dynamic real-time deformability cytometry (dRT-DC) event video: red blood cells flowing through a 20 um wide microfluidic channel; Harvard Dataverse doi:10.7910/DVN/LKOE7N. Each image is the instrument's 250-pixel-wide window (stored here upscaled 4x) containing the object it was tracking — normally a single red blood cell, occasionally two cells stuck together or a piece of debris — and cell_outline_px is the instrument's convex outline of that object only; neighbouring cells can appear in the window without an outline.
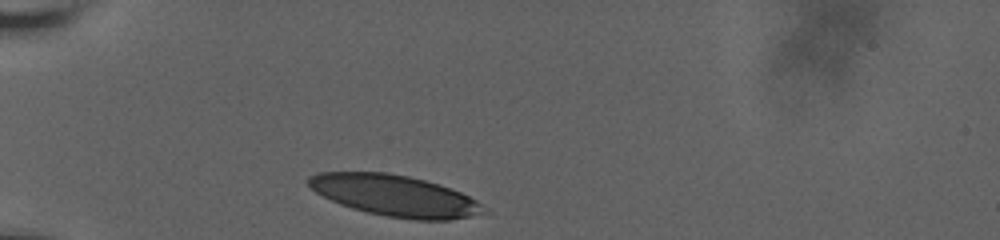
{"species": "human", "species_latin": "Homo sapiens", "temperature_condition": "room temperature", "stored_images_in_passage": 32, "camera_frame_rate_fps": 3000, "um_per_image_px": 0.085, "donor": {"sex": "male"}, "frame": {"image": 1, "passage_image": 1, "time_ms": 0.0, "image_size_px": [1000, 240], "cell_outline_px": [[488, 212], [472, 216], [448, 220], [412, 220], [388, 216], [368, 212], [352, 208], [340, 204], [316, 192], [308, 184], [308, 176], [316, 172], [388, 172], [408, 176], [424, 180], [460, 192], [476, 200]], "centroid_in_image_um": [33.54, 16.63], "position_along_channel_um": 51.5, "area_um2": 41.67}}
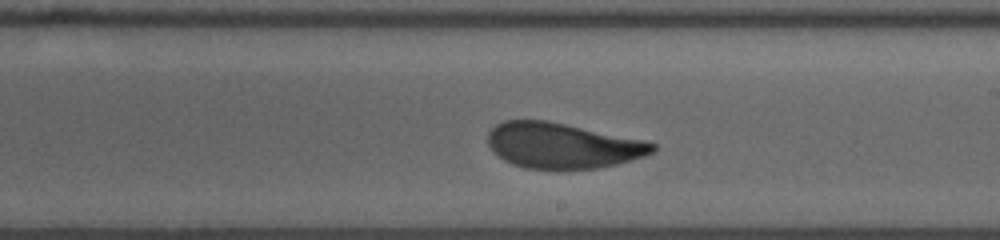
{"frame": {"image": 2, "passage_image": 19, "time_ms": 6.0, "image_size_px": [1000, 240], "cell_outline_px": [[656, 148], [652, 152], [644, 156], [632, 160], [600, 168], [524, 168], [512, 164], [504, 160], [492, 152], [488, 144], [488, 132], [496, 124], [504, 120], [548, 120], [644, 140], [656, 144]], "centroid_in_image_um": [47.78, 12.36], "position_along_channel_um": 241.2, "area_um2": 43.58}}
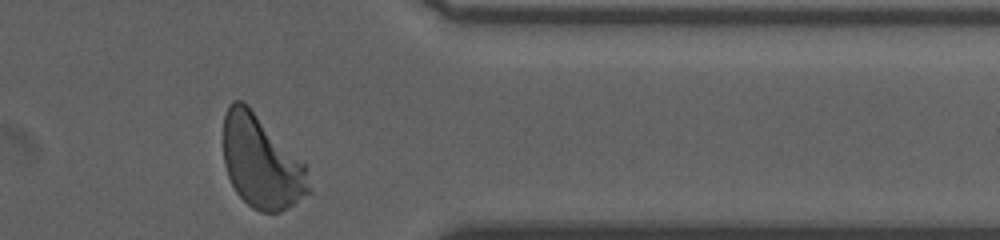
{"frame": {"image": 3, "passage_image": 32, "time_ms": 10.333, "image_size_px": [1000, 240], "cell_outline_px": [[312, 192], [280, 212], [260, 212], [252, 208], [236, 192], [228, 176], [224, 164], [224, 116], [228, 104], [232, 100], [240, 100], [248, 104], [304, 160], [312, 188]], "centroid_in_image_um": [22.25, 13.75], "position_along_channel_um": 389.2, "area_um2": 46.88}, "authors_computed_cell_mechanics": {"area_um2": 44.5638, "velocity_mm_per_s": 3.6193, "shape_relaxation_time_tau1_ms": 6.5598, "shape_relaxation_time_tau2_ms": 1.1198, "deformation_change_tau1": 0.2314, "deformation_change_tau2": 0.0835}}